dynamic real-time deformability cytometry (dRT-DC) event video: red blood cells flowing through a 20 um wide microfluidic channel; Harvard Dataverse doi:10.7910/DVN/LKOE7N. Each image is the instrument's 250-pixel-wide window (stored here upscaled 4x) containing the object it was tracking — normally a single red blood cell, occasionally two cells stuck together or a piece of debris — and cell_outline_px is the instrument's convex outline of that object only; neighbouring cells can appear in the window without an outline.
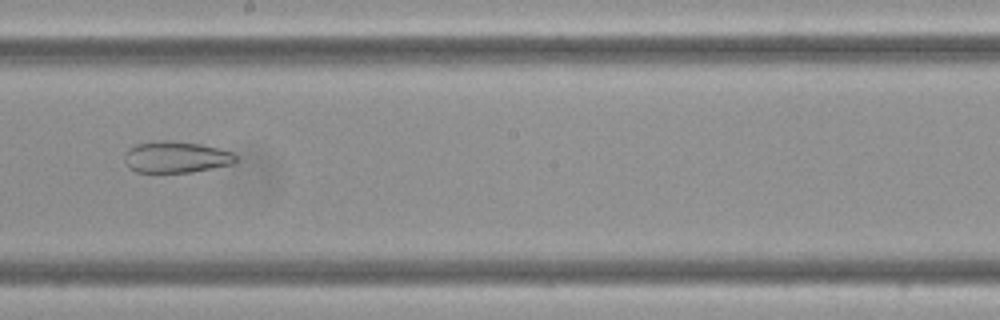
{"species": "Egyptian fruit bat (a non-hibernating species)", "species_latin": "Rousettus aegyptiacus", "temperature_condition": "cold", "stored_images_in_passage": 16, "camera_frame_rate_fps": 3000, "um_per_image_px": 0.085, "frame": {"image": 1, "passage_image": 10, "time_ms": 3.0, "image_size_px": [1000, 320], "cell_outline_px": [[236, 160], [232, 164], [192, 172], [136, 172], [128, 168], [124, 160], [124, 152], [128, 148], [136, 144], [152, 140], [172, 140], [200, 144], [232, 152], [236, 156]], "centroid_in_image_um": [14.89, 13.34], "position_along_channel_um": 233.3, "area_um2": 20.58}}
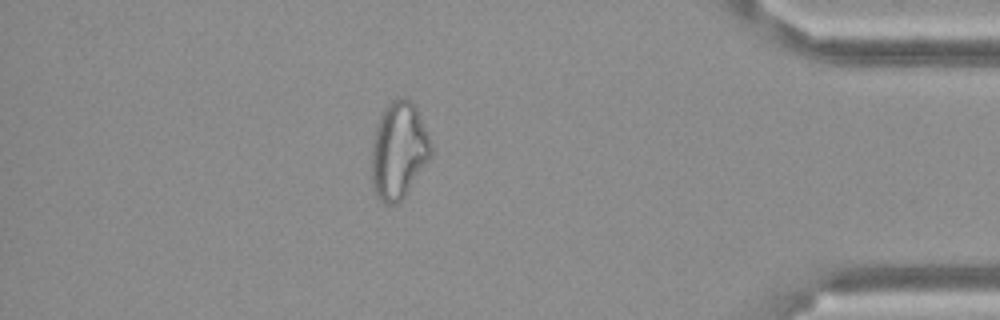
{"frame": {"image": 2, "passage_image": 16, "time_ms": 5.0, "image_size_px": [1000, 320], "cell_outline_px": [[432, 156], [404, 196], [396, 204], [384, 204], [376, 196], [372, 184], [372, 144], [376, 128], [380, 116], [384, 108], [396, 96], [404, 96], [412, 100], [416, 104], [432, 144]], "centroid_in_image_um": [33.91, 12.74], "position_along_channel_um": 401.3, "area_um2": 33.87}}